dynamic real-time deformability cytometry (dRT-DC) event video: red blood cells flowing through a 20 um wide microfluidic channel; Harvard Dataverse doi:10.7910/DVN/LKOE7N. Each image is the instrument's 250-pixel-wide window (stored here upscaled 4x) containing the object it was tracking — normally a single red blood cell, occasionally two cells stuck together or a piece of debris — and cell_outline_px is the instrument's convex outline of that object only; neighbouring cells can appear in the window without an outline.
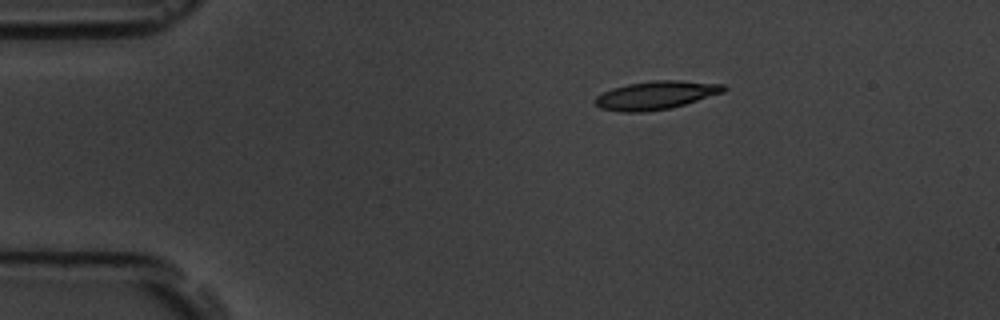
{"species": "common noctule bat (a hibernating species)", "species_latin": "Nyctalus noctula", "temperature_condition": "room temperature", "stored_images_in_passage": 4, "segment_of_instrument_passage": [1, 2], "camera_frame_rate_fps": 3000, "um_per_image_px": 0.085, "animal": {"sex": "male", "body_mass_g": 19.5, "forearm_length_mm": 54.6}, "frame": {"image": 1, "passage_image": 1, "time_ms": 0.0, "image_size_px": [1000, 320], "cell_outline_px": [[728, 88], [724, 92], [684, 104], [668, 108], [644, 112], [624, 112], [600, 108], [592, 100], [596, 96], [612, 88], [628, 84], [652, 80], [680, 80], [724, 84]], "centroid_in_image_um": [55.75, 8.08], "position_along_channel_um": 29.3, "area_um2": 21.15}}